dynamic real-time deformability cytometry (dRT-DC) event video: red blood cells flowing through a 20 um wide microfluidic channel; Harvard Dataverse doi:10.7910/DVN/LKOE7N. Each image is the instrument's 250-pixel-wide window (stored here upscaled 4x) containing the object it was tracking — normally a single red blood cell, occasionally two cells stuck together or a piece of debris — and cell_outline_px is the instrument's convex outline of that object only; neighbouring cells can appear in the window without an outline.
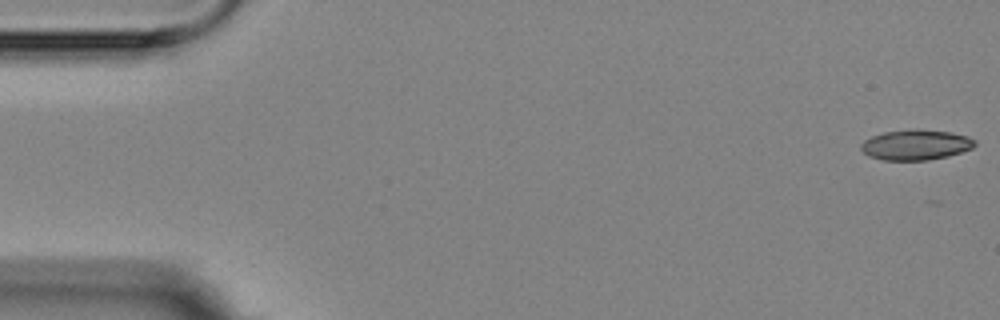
{"species": "Egyptian fruit bat (a non-hibernating species)", "species_latin": "Rousettus aegyptiacus", "temperature_condition": "room temperature", "stored_images_in_passage": 7, "camera_frame_rate_fps": 3000, "um_per_image_px": 0.085, "animal": {"sex": "female"}, "frame": {"image": 1, "passage_image": 1, "time_ms": 0.0, "image_size_px": [1000, 320], "cell_outline_px": [[976, 144], [972, 148], [948, 156], [928, 160], [884, 160], [868, 156], [860, 148], [860, 144], [864, 140], [872, 136], [884, 132], [912, 128], [916, 128], [952, 132], [968, 136], [976, 140]], "centroid_in_image_um": [77.84, 12.29], "position_along_channel_um": 7.2, "area_um2": 20.35}}
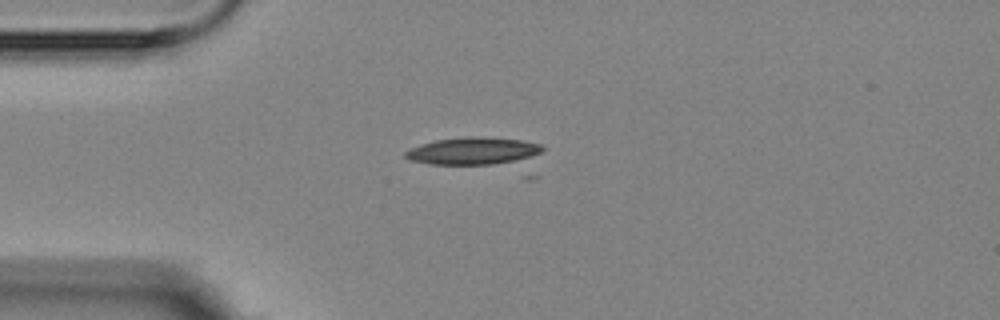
{"frame": {"image": 2, "passage_image": 5, "time_ms": 4.333, "image_size_px": [1000, 320], "cell_outline_px": [[544, 148], [540, 152], [524, 160], [492, 164], [428, 164], [412, 160], [404, 156], [404, 152], [412, 148], [436, 140], [472, 136], [520, 140], [540, 144]], "centroid_in_image_um": [40.23, 12.84], "position_along_channel_um": 44.8, "area_um2": 21.39}}
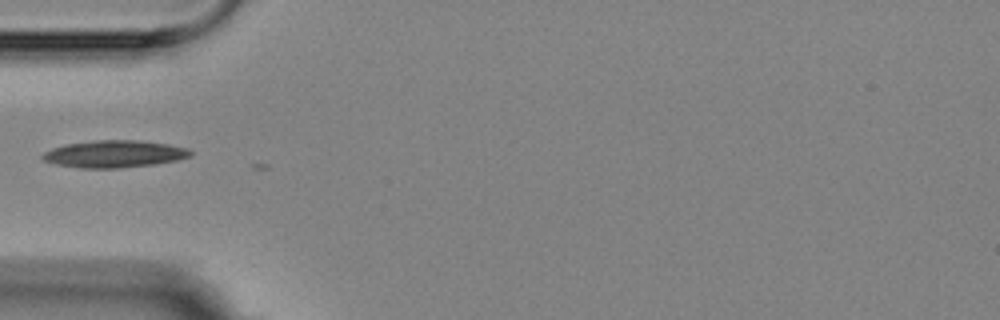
{"frame": {"image": 3, "passage_image": 6, "time_ms": 5.667, "image_size_px": [1000, 320], "cell_outline_px": [[192, 156], [176, 160], [152, 164], [116, 168], [80, 168], [56, 164], [44, 160], [40, 156], [44, 152], [52, 148], [68, 144], [96, 140], [136, 140], [168, 144], [188, 148], [192, 152]], "centroid_in_image_um": [9.71, 13.08], "position_along_channel_um": 75.3, "area_um2": 23.18}}